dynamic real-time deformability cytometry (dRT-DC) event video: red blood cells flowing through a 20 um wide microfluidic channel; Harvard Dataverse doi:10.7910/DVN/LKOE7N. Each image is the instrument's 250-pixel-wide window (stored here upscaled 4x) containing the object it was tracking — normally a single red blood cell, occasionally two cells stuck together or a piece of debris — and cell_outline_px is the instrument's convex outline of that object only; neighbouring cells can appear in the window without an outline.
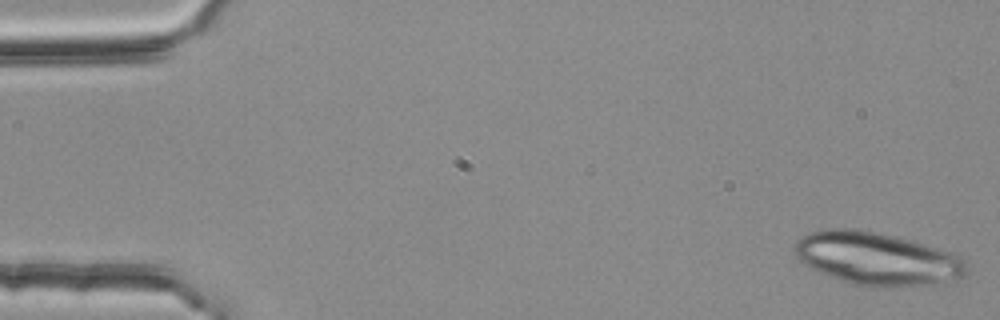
{"species": "common noctule bat (a hibernating species)", "species_latin": "Nyctalus noctula", "temperature_condition": "room temperature", "stored_images_in_passage": 51, "segment_of_instrument_passage": [1, 2], "camera_frame_rate_fps": 3000, "um_per_image_px": 0.085, "animal": {"sex": "female", "body_mass_g": 25.1}, "frame": {"image": 1, "passage_image": 1, "time_ms": 0.0, "image_size_px": [1000, 320], "cell_outline_px": [[968, 276], [940, 284], [896, 288], [864, 288], [852, 284], [820, 272], [804, 264], [796, 256], [796, 240], [812, 232], [828, 228], [848, 228], [876, 232], [896, 236], [912, 240], [952, 252], [968, 260]], "centroid_in_image_um": [74.66, 22.03], "position_along_channel_um": 10.3, "area_um2": 53.87}}